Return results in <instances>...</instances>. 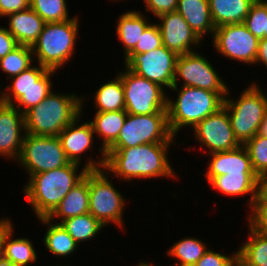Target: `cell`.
Here are the masks:
<instances>
[{
	"label": "cell",
	"mask_w": 267,
	"mask_h": 266,
	"mask_svg": "<svg viewBox=\"0 0 267 266\" xmlns=\"http://www.w3.org/2000/svg\"><path fill=\"white\" fill-rule=\"evenodd\" d=\"M173 143H147L130 148H108L104 169L121 181L133 182L136 178L176 179L177 173L168 159ZM113 173V174H112ZM176 173V174H175ZM114 175V176H113Z\"/></svg>",
	"instance_id": "6da1fadb"
},
{
	"label": "cell",
	"mask_w": 267,
	"mask_h": 266,
	"mask_svg": "<svg viewBox=\"0 0 267 266\" xmlns=\"http://www.w3.org/2000/svg\"><path fill=\"white\" fill-rule=\"evenodd\" d=\"M70 162L68 165L32 174L23 187L25 197L38 218L48 217L68 192L88 171L84 166ZM79 173V174H78Z\"/></svg>",
	"instance_id": "7a4b0ae2"
},
{
	"label": "cell",
	"mask_w": 267,
	"mask_h": 266,
	"mask_svg": "<svg viewBox=\"0 0 267 266\" xmlns=\"http://www.w3.org/2000/svg\"><path fill=\"white\" fill-rule=\"evenodd\" d=\"M75 94L57 93L53 90L38 105L25 112L26 133L35 136H58L84 111L83 105L87 97Z\"/></svg>",
	"instance_id": "3957f363"
},
{
	"label": "cell",
	"mask_w": 267,
	"mask_h": 266,
	"mask_svg": "<svg viewBox=\"0 0 267 266\" xmlns=\"http://www.w3.org/2000/svg\"><path fill=\"white\" fill-rule=\"evenodd\" d=\"M182 87V88H181ZM172 86L177 92L174 101L167 96V117L171 134L176 137L182 127H195L223 107L224 99L214 91L190 86Z\"/></svg>",
	"instance_id": "277c9868"
},
{
	"label": "cell",
	"mask_w": 267,
	"mask_h": 266,
	"mask_svg": "<svg viewBox=\"0 0 267 266\" xmlns=\"http://www.w3.org/2000/svg\"><path fill=\"white\" fill-rule=\"evenodd\" d=\"M78 16L63 22L45 23L37 41L32 45L34 61L48 70L64 67L75 53L79 38Z\"/></svg>",
	"instance_id": "5b68a950"
},
{
	"label": "cell",
	"mask_w": 267,
	"mask_h": 266,
	"mask_svg": "<svg viewBox=\"0 0 267 266\" xmlns=\"http://www.w3.org/2000/svg\"><path fill=\"white\" fill-rule=\"evenodd\" d=\"M244 89L237 100L229 97L228 89L223 102V107L231 120L234 136L240 145H244L258 133L267 111V94L258 83L251 82Z\"/></svg>",
	"instance_id": "8992f818"
},
{
	"label": "cell",
	"mask_w": 267,
	"mask_h": 266,
	"mask_svg": "<svg viewBox=\"0 0 267 266\" xmlns=\"http://www.w3.org/2000/svg\"><path fill=\"white\" fill-rule=\"evenodd\" d=\"M109 178V173L104 168L88 170L89 213L104 226L112 223L123 229L126 198Z\"/></svg>",
	"instance_id": "52a82bcc"
},
{
	"label": "cell",
	"mask_w": 267,
	"mask_h": 266,
	"mask_svg": "<svg viewBox=\"0 0 267 266\" xmlns=\"http://www.w3.org/2000/svg\"><path fill=\"white\" fill-rule=\"evenodd\" d=\"M169 129L167 111L128 114L117 140L109 148H130L147 143H176Z\"/></svg>",
	"instance_id": "ba28073f"
},
{
	"label": "cell",
	"mask_w": 267,
	"mask_h": 266,
	"mask_svg": "<svg viewBox=\"0 0 267 266\" xmlns=\"http://www.w3.org/2000/svg\"><path fill=\"white\" fill-rule=\"evenodd\" d=\"M124 68V71L118 74L124 90L125 111L133 115L167 111L166 90L159 84L135 74L126 66Z\"/></svg>",
	"instance_id": "9c48e42d"
},
{
	"label": "cell",
	"mask_w": 267,
	"mask_h": 266,
	"mask_svg": "<svg viewBox=\"0 0 267 266\" xmlns=\"http://www.w3.org/2000/svg\"><path fill=\"white\" fill-rule=\"evenodd\" d=\"M29 175L54 170L70 163L58 136H35L25 133L18 160Z\"/></svg>",
	"instance_id": "30bf717a"
},
{
	"label": "cell",
	"mask_w": 267,
	"mask_h": 266,
	"mask_svg": "<svg viewBox=\"0 0 267 266\" xmlns=\"http://www.w3.org/2000/svg\"><path fill=\"white\" fill-rule=\"evenodd\" d=\"M179 81H182L181 86L217 92L223 99L229 89L213 64L197 51L178 55L173 86L179 87Z\"/></svg>",
	"instance_id": "8fae6325"
},
{
	"label": "cell",
	"mask_w": 267,
	"mask_h": 266,
	"mask_svg": "<svg viewBox=\"0 0 267 266\" xmlns=\"http://www.w3.org/2000/svg\"><path fill=\"white\" fill-rule=\"evenodd\" d=\"M211 37L213 48L222 57L245 63V65L255 63L259 39L247 29L244 23L219 26L215 28Z\"/></svg>",
	"instance_id": "7c38bea8"
},
{
	"label": "cell",
	"mask_w": 267,
	"mask_h": 266,
	"mask_svg": "<svg viewBox=\"0 0 267 266\" xmlns=\"http://www.w3.org/2000/svg\"><path fill=\"white\" fill-rule=\"evenodd\" d=\"M177 57L162 45L147 53L128 54L123 63L135 74L169 89L173 86Z\"/></svg>",
	"instance_id": "4fadbf2b"
},
{
	"label": "cell",
	"mask_w": 267,
	"mask_h": 266,
	"mask_svg": "<svg viewBox=\"0 0 267 266\" xmlns=\"http://www.w3.org/2000/svg\"><path fill=\"white\" fill-rule=\"evenodd\" d=\"M200 147L206 153L230 151L240 146L236 140L227 110L222 107L216 113L207 116L192 129Z\"/></svg>",
	"instance_id": "5bb4252c"
},
{
	"label": "cell",
	"mask_w": 267,
	"mask_h": 266,
	"mask_svg": "<svg viewBox=\"0 0 267 266\" xmlns=\"http://www.w3.org/2000/svg\"><path fill=\"white\" fill-rule=\"evenodd\" d=\"M157 18L159 22L155 23L161 33L162 45L168 50L183 55L196 51L202 44V39L177 11L161 14Z\"/></svg>",
	"instance_id": "9a60e30c"
},
{
	"label": "cell",
	"mask_w": 267,
	"mask_h": 266,
	"mask_svg": "<svg viewBox=\"0 0 267 266\" xmlns=\"http://www.w3.org/2000/svg\"><path fill=\"white\" fill-rule=\"evenodd\" d=\"M24 114L0 101V156L17 161L25 136Z\"/></svg>",
	"instance_id": "2e32d148"
},
{
	"label": "cell",
	"mask_w": 267,
	"mask_h": 266,
	"mask_svg": "<svg viewBox=\"0 0 267 266\" xmlns=\"http://www.w3.org/2000/svg\"><path fill=\"white\" fill-rule=\"evenodd\" d=\"M127 112L119 110L114 112H96L93 119L90 121L96 136H99V141L102 138L101 147L98 149L101 158H87L84 167L87 170H100L104 168L106 162L105 151L117 140L120 130L125 123ZM101 137V138H100Z\"/></svg>",
	"instance_id": "e0dca14e"
},
{
	"label": "cell",
	"mask_w": 267,
	"mask_h": 266,
	"mask_svg": "<svg viewBox=\"0 0 267 266\" xmlns=\"http://www.w3.org/2000/svg\"><path fill=\"white\" fill-rule=\"evenodd\" d=\"M83 114L67 125L58 135L67 159L77 164L82 163L84 152L88 150L91 152L94 148L93 137H95V133L90 121H81Z\"/></svg>",
	"instance_id": "ac0fdd59"
},
{
	"label": "cell",
	"mask_w": 267,
	"mask_h": 266,
	"mask_svg": "<svg viewBox=\"0 0 267 266\" xmlns=\"http://www.w3.org/2000/svg\"><path fill=\"white\" fill-rule=\"evenodd\" d=\"M56 71L48 70L37 63L32 65L27 70H24L19 75L10 78L11 84L5 87V90L0 88V101L9 105L20 98V90H29L30 88H52L51 76L55 75Z\"/></svg>",
	"instance_id": "d6986e66"
},
{
	"label": "cell",
	"mask_w": 267,
	"mask_h": 266,
	"mask_svg": "<svg viewBox=\"0 0 267 266\" xmlns=\"http://www.w3.org/2000/svg\"><path fill=\"white\" fill-rule=\"evenodd\" d=\"M208 156L210 162L207 164L205 173L207 183L214 177L225 174L255 173L248 152L243 145L230 151L216 152Z\"/></svg>",
	"instance_id": "ffe728a7"
},
{
	"label": "cell",
	"mask_w": 267,
	"mask_h": 266,
	"mask_svg": "<svg viewBox=\"0 0 267 266\" xmlns=\"http://www.w3.org/2000/svg\"><path fill=\"white\" fill-rule=\"evenodd\" d=\"M211 187L217 192L226 196L250 195L247 200V205L253 207L255 201L258 199V185L259 177L256 173H230L214 177L209 183Z\"/></svg>",
	"instance_id": "44dd1931"
},
{
	"label": "cell",
	"mask_w": 267,
	"mask_h": 266,
	"mask_svg": "<svg viewBox=\"0 0 267 266\" xmlns=\"http://www.w3.org/2000/svg\"><path fill=\"white\" fill-rule=\"evenodd\" d=\"M85 213H89L88 171L47 218L60 224L63 220ZM56 218L59 222L55 221Z\"/></svg>",
	"instance_id": "7402d4cb"
},
{
	"label": "cell",
	"mask_w": 267,
	"mask_h": 266,
	"mask_svg": "<svg viewBox=\"0 0 267 266\" xmlns=\"http://www.w3.org/2000/svg\"><path fill=\"white\" fill-rule=\"evenodd\" d=\"M7 30L19 45L31 46L37 41L45 24L44 20L30 7L7 16Z\"/></svg>",
	"instance_id": "603a6c76"
},
{
	"label": "cell",
	"mask_w": 267,
	"mask_h": 266,
	"mask_svg": "<svg viewBox=\"0 0 267 266\" xmlns=\"http://www.w3.org/2000/svg\"><path fill=\"white\" fill-rule=\"evenodd\" d=\"M176 11L203 40L215 31L208 0H178Z\"/></svg>",
	"instance_id": "cb8c5ba5"
},
{
	"label": "cell",
	"mask_w": 267,
	"mask_h": 266,
	"mask_svg": "<svg viewBox=\"0 0 267 266\" xmlns=\"http://www.w3.org/2000/svg\"><path fill=\"white\" fill-rule=\"evenodd\" d=\"M13 223L9 217H4V254L5 259L9 260L15 266H28L37 261V252L33 246L32 240L28 238H15Z\"/></svg>",
	"instance_id": "d4e9b609"
},
{
	"label": "cell",
	"mask_w": 267,
	"mask_h": 266,
	"mask_svg": "<svg viewBox=\"0 0 267 266\" xmlns=\"http://www.w3.org/2000/svg\"><path fill=\"white\" fill-rule=\"evenodd\" d=\"M146 16L140 10H130L118 18L116 33L124 49V58L135 48L144 30L151 24Z\"/></svg>",
	"instance_id": "484cf974"
},
{
	"label": "cell",
	"mask_w": 267,
	"mask_h": 266,
	"mask_svg": "<svg viewBox=\"0 0 267 266\" xmlns=\"http://www.w3.org/2000/svg\"><path fill=\"white\" fill-rule=\"evenodd\" d=\"M256 0H208L215 28L244 23L250 7Z\"/></svg>",
	"instance_id": "4316f807"
},
{
	"label": "cell",
	"mask_w": 267,
	"mask_h": 266,
	"mask_svg": "<svg viewBox=\"0 0 267 266\" xmlns=\"http://www.w3.org/2000/svg\"><path fill=\"white\" fill-rule=\"evenodd\" d=\"M38 220L47 227L43 238V246H45V249H48L54 257L58 256L59 259L60 257L65 258L68 257V255H73V253L77 251L79 245L61 224L52 222L47 217L38 218Z\"/></svg>",
	"instance_id": "83f0119b"
},
{
	"label": "cell",
	"mask_w": 267,
	"mask_h": 266,
	"mask_svg": "<svg viewBox=\"0 0 267 266\" xmlns=\"http://www.w3.org/2000/svg\"><path fill=\"white\" fill-rule=\"evenodd\" d=\"M248 238L237 250L240 266H267V236L248 224Z\"/></svg>",
	"instance_id": "f1b7e54d"
},
{
	"label": "cell",
	"mask_w": 267,
	"mask_h": 266,
	"mask_svg": "<svg viewBox=\"0 0 267 266\" xmlns=\"http://www.w3.org/2000/svg\"><path fill=\"white\" fill-rule=\"evenodd\" d=\"M96 112H114L125 110L124 90L120 75L103 83L94 94Z\"/></svg>",
	"instance_id": "f546056e"
},
{
	"label": "cell",
	"mask_w": 267,
	"mask_h": 266,
	"mask_svg": "<svg viewBox=\"0 0 267 266\" xmlns=\"http://www.w3.org/2000/svg\"><path fill=\"white\" fill-rule=\"evenodd\" d=\"M207 244L198 237H183L170 246L166 253L169 257L178 260L171 266H194L207 251Z\"/></svg>",
	"instance_id": "4dcf8cb0"
},
{
	"label": "cell",
	"mask_w": 267,
	"mask_h": 266,
	"mask_svg": "<svg viewBox=\"0 0 267 266\" xmlns=\"http://www.w3.org/2000/svg\"><path fill=\"white\" fill-rule=\"evenodd\" d=\"M60 224L79 246L93 240L106 227L90 213L63 220Z\"/></svg>",
	"instance_id": "1f68e13d"
},
{
	"label": "cell",
	"mask_w": 267,
	"mask_h": 266,
	"mask_svg": "<svg viewBox=\"0 0 267 266\" xmlns=\"http://www.w3.org/2000/svg\"><path fill=\"white\" fill-rule=\"evenodd\" d=\"M34 56L31 46L19 45L0 59V69L7 74V79L19 75L33 65Z\"/></svg>",
	"instance_id": "d6a6232c"
},
{
	"label": "cell",
	"mask_w": 267,
	"mask_h": 266,
	"mask_svg": "<svg viewBox=\"0 0 267 266\" xmlns=\"http://www.w3.org/2000/svg\"><path fill=\"white\" fill-rule=\"evenodd\" d=\"M30 8L34 10L45 23L63 22L73 18L68 14L66 0H30Z\"/></svg>",
	"instance_id": "836d02e7"
},
{
	"label": "cell",
	"mask_w": 267,
	"mask_h": 266,
	"mask_svg": "<svg viewBox=\"0 0 267 266\" xmlns=\"http://www.w3.org/2000/svg\"><path fill=\"white\" fill-rule=\"evenodd\" d=\"M250 157L252 168L258 177L267 173V137L256 134L243 145Z\"/></svg>",
	"instance_id": "e575fe53"
},
{
	"label": "cell",
	"mask_w": 267,
	"mask_h": 266,
	"mask_svg": "<svg viewBox=\"0 0 267 266\" xmlns=\"http://www.w3.org/2000/svg\"><path fill=\"white\" fill-rule=\"evenodd\" d=\"M267 18V3L256 0L250 7L244 24L247 29L259 40L265 38Z\"/></svg>",
	"instance_id": "d590c367"
},
{
	"label": "cell",
	"mask_w": 267,
	"mask_h": 266,
	"mask_svg": "<svg viewBox=\"0 0 267 266\" xmlns=\"http://www.w3.org/2000/svg\"><path fill=\"white\" fill-rule=\"evenodd\" d=\"M162 46L160 30L156 23H151L143 32L140 41L129 54H141Z\"/></svg>",
	"instance_id": "8d00e7d4"
},
{
	"label": "cell",
	"mask_w": 267,
	"mask_h": 266,
	"mask_svg": "<svg viewBox=\"0 0 267 266\" xmlns=\"http://www.w3.org/2000/svg\"><path fill=\"white\" fill-rule=\"evenodd\" d=\"M52 91V88H30L29 90H20V98L14 103V106L24 114L32 107L38 105Z\"/></svg>",
	"instance_id": "74e56055"
},
{
	"label": "cell",
	"mask_w": 267,
	"mask_h": 266,
	"mask_svg": "<svg viewBox=\"0 0 267 266\" xmlns=\"http://www.w3.org/2000/svg\"><path fill=\"white\" fill-rule=\"evenodd\" d=\"M213 250V248H208L194 266H236L238 264L237 249L232 255L223 254Z\"/></svg>",
	"instance_id": "f35d334b"
},
{
	"label": "cell",
	"mask_w": 267,
	"mask_h": 266,
	"mask_svg": "<svg viewBox=\"0 0 267 266\" xmlns=\"http://www.w3.org/2000/svg\"><path fill=\"white\" fill-rule=\"evenodd\" d=\"M248 223L257 231L267 236V204L254 203L248 212Z\"/></svg>",
	"instance_id": "ab89813d"
},
{
	"label": "cell",
	"mask_w": 267,
	"mask_h": 266,
	"mask_svg": "<svg viewBox=\"0 0 267 266\" xmlns=\"http://www.w3.org/2000/svg\"><path fill=\"white\" fill-rule=\"evenodd\" d=\"M147 13H153L157 18L164 13L176 11L178 0H142Z\"/></svg>",
	"instance_id": "60d3db41"
},
{
	"label": "cell",
	"mask_w": 267,
	"mask_h": 266,
	"mask_svg": "<svg viewBox=\"0 0 267 266\" xmlns=\"http://www.w3.org/2000/svg\"><path fill=\"white\" fill-rule=\"evenodd\" d=\"M30 7V0H0V18Z\"/></svg>",
	"instance_id": "b9f144b4"
},
{
	"label": "cell",
	"mask_w": 267,
	"mask_h": 266,
	"mask_svg": "<svg viewBox=\"0 0 267 266\" xmlns=\"http://www.w3.org/2000/svg\"><path fill=\"white\" fill-rule=\"evenodd\" d=\"M19 46L14 36L7 28L0 26V59Z\"/></svg>",
	"instance_id": "7bdbcfd3"
},
{
	"label": "cell",
	"mask_w": 267,
	"mask_h": 266,
	"mask_svg": "<svg viewBox=\"0 0 267 266\" xmlns=\"http://www.w3.org/2000/svg\"><path fill=\"white\" fill-rule=\"evenodd\" d=\"M259 63L267 68V38L259 40L258 53L254 65Z\"/></svg>",
	"instance_id": "ee69618b"
},
{
	"label": "cell",
	"mask_w": 267,
	"mask_h": 266,
	"mask_svg": "<svg viewBox=\"0 0 267 266\" xmlns=\"http://www.w3.org/2000/svg\"><path fill=\"white\" fill-rule=\"evenodd\" d=\"M255 203L267 204V173L259 177L258 199Z\"/></svg>",
	"instance_id": "f6af8a7d"
},
{
	"label": "cell",
	"mask_w": 267,
	"mask_h": 266,
	"mask_svg": "<svg viewBox=\"0 0 267 266\" xmlns=\"http://www.w3.org/2000/svg\"><path fill=\"white\" fill-rule=\"evenodd\" d=\"M5 258L4 254V218H0V261Z\"/></svg>",
	"instance_id": "bcb514c9"
},
{
	"label": "cell",
	"mask_w": 267,
	"mask_h": 266,
	"mask_svg": "<svg viewBox=\"0 0 267 266\" xmlns=\"http://www.w3.org/2000/svg\"><path fill=\"white\" fill-rule=\"evenodd\" d=\"M261 136H266L267 137V111L264 115V118L259 126L258 133Z\"/></svg>",
	"instance_id": "7dc6e473"
},
{
	"label": "cell",
	"mask_w": 267,
	"mask_h": 266,
	"mask_svg": "<svg viewBox=\"0 0 267 266\" xmlns=\"http://www.w3.org/2000/svg\"><path fill=\"white\" fill-rule=\"evenodd\" d=\"M0 266H15V265H13L9 260L4 258L3 260L0 261Z\"/></svg>",
	"instance_id": "c3c4849f"
},
{
	"label": "cell",
	"mask_w": 267,
	"mask_h": 266,
	"mask_svg": "<svg viewBox=\"0 0 267 266\" xmlns=\"http://www.w3.org/2000/svg\"><path fill=\"white\" fill-rule=\"evenodd\" d=\"M136 266H155V265H151L150 263H148L147 261H142V262H139L138 263V265H136Z\"/></svg>",
	"instance_id": "681fc988"
},
{
	"label": "cell",
	"mask_w": 267,
	"mask_h": 266,
	"mask_svg": "<svg viewBox=\"0 0 267 266\" xmlns=\"http://www.w3.org/2000/svg\"><path fill=\"white\" fill-rule=\"evenodd\" d=\"M265 38H267V18H266V31H265Z\"/></svg>",
	"instance_id": "f907efd6"
}]
</instances>
